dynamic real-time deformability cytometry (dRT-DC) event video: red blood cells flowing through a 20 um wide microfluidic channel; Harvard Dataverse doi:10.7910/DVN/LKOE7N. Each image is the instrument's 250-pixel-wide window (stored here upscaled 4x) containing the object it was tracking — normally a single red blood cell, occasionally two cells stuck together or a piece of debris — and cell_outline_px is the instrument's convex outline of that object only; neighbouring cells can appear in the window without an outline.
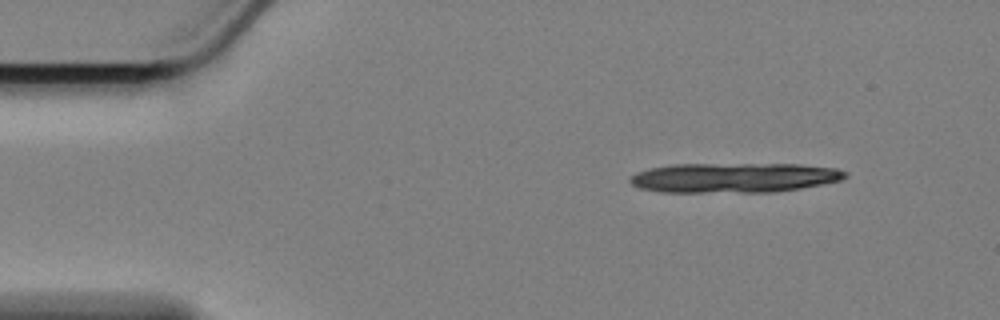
{"species": "Egyptian fruit bat (a non-hibernating species)", "species_latin": "Rousettus aegyptiacus", "temperature_condition": "cold", "stored_images_in_passage": 9, "camera_frame_rate_fps": 3000, "um_per_image_px": 0.085, "animal": {"sex": "female"}, "frame": {"image": 1, "passage_image": 1, "time_ms": 0.0, "image_size_px": [1000, 320], "cell_outline_px": [[848, 176], [840, 180], [800, 188], [776, 192], [660, 192], [640, 188], [632, 184], [628, 180], [632, 176], [640, 172], [652, 168], [676, 164], [800, 164], [836, 168], [848, 172]], "centroid_in_image_um": [62.43, 15.1], "position_along_channel_um": 22.6, "area_um2": 37.22}}